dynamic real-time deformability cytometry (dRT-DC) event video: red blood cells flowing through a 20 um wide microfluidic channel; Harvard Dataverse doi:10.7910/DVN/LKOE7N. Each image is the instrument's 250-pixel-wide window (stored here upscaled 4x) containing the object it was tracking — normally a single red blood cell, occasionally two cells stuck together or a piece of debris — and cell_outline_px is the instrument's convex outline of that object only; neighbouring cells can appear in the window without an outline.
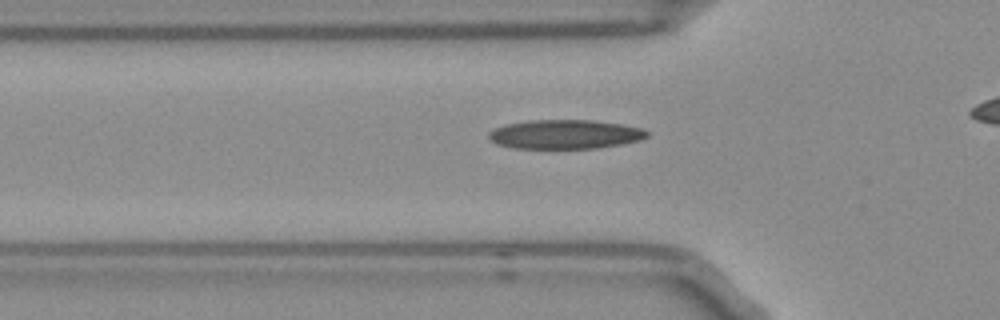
{"species": "Egyptian fruit bat (a non-hibernating species)", "species_latin": "Rousettus aegyptiacus", "temperature_condition": "room temperature", "stored_images_in_passage": 32, "camera_frame_rate_fps": 3000, "um_per_image_px": 0.085, "frame": {"image": 1, "passage_image": 6, "time_ms": 1.667, "image_size_px": [1000, 320], "cell_outline_px": [[648, 136], [640, 140], [620, 144], [596, 148], [516, 148], [496, 144], [488, 136], [488, 132], [492, 128], [504, 124], [528, 120], [592, 120], [620, 124], [644, 128], [648, 132]], "centroid_in_image_um": [48.0, 11.4], "position_along_channel_um": 77.8, "area_um2": 26.93}}
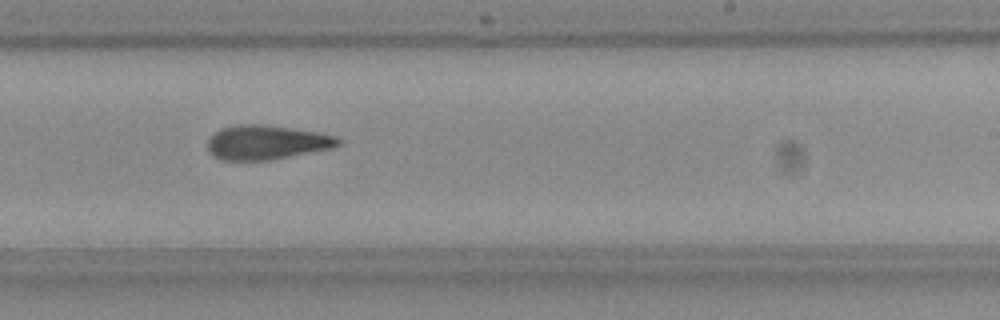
{"frame": {"image": 2, "passage_image": 21, "time_ms": 6.667, "image_size_px": [1000, 320], "cell_outline_px": [[344, 140], [340, 144], [332, 148], [268, 160], [220, 160], [212, 156], [208, 148], [208, 140], [220, 128], [236, 124], [264, 124], [292, 128], [340, 136]], "centroid_in_image_um": [22.68, 12.09], "position_along_channel_um": 266.3, "area_um2": 26.24}}
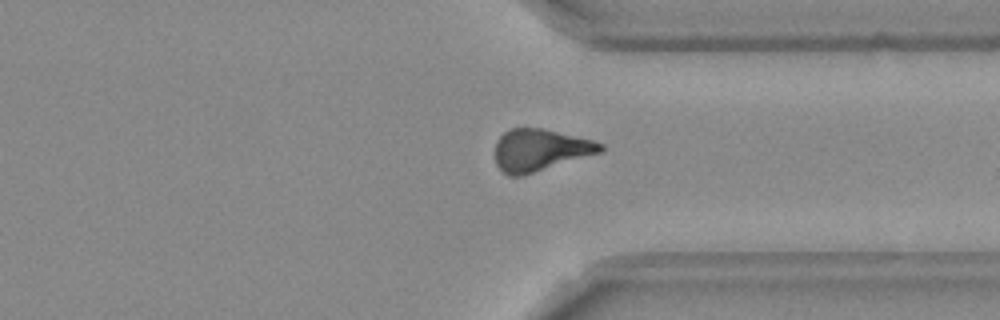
{"frame": {"image": 3, "passage_image": 29, "time_ms": 9.333, "image_size_px": [1000, 320], "cell_outline_px": [[604, 152], [524, 176], [508, 176], [496, 164], [496, 140], [504, 132], [512, 128], [540, 128], [592, 140], [604, 144]], "centroid_in_image_um": [45.93, 12.78], "position_along_channel_um": 365.5, "area_um2": 25.95}}